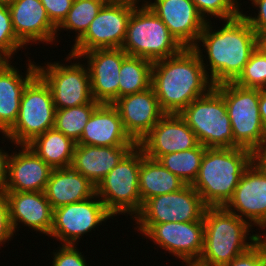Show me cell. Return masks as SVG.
<instances>
[{
	"label": "cell",
	"instance_id": "1",
	"mask_svg": "<svg viewBox=\"0 0 266 266\" xmlns=\"http://www.w3.org/2000/svg\"><path fill=\"white\" fill-rule=\"evenodd\" d=\"M210 22L211 17L210 21L206 22L197 44L193 48L199 55L214 86L234 82L242 73L252 52L257 48L258 35L242 15L224 21L223 23H226L217 30L213 29L212 22ZM200 42L203 43L202 46L198 44ZM200 47H203L204 52L208 54L207 65L203 60L206 59V56L203 55ZM208 68L210 72L207 71Z\"/></svg>",
	"mask_w": 266,
	"mask_h": 266
},
{
	"label": "cell",
	"instance_id": "2",
	"mask_svg": "<svg viewBox=\"0 0 266 266\" xmlns=\"http://www.w3.org/2000/svg\"><path fill=\"white\" fill-rule=\"evenodd\" d=\"M151 87L164 113L179 114L214 85L194 48L184 47L176 55L153 62Z\"/></svg>",
	"mask_w": 266,
	"mask_h": 266
},
{
	"label": "cell",
	"instance_id": "3",
	"mask_svg": "<svg viewBox=\"0 0 266 266\" xmlns=\"http://www.w3.org/2000/svg\"><path fill=\"white\" fill-rule=\"evenodd\" d=\"M255 154L242 147L206 148L192 187L207 207H224Z\"/></svg>",
	"mask_w": 266,
	"mask_h": 266
},
{
	"label": "cell",
	"instance_id": "4",
	"mask_svg": "<svg viewBox=\"0 0 266 266\" xmlns=\"http://www.w3.org/2000/svg\"><path fill=\"white\" fill-rule=\"evenodd\" d=\"M203 220V250L195 263L197 266H224L262 237L261 234L251 235L253 226L224 207H207Z\"/></svg>",
	"mask_w": 266,
	"mask_h": 266
},
{
	"label": "cell",
	"instance_id": "5",
	"mask_svg": "<svg viewBox=\"0 0 266 266\" xmlns=\"http://www.w3.org/2000/svg\"><path fill=\"white\" fill-rule=\"evenodd\" d=\"M214 88L223 96L233 131V147H242L256 154L266 143L259 112V89L246 88L234 82Z\"/></svg>",
	"mask_w": 266,
	"mask_h": 266
},
{
	"label": "cell",
	"instance_id": "6",
	"mask_svg": "<svg viewBox=\"0 0 266 266\" xmlns=\"http://www.w3.org/2000/svg\"><path fill=\"white\" fill-rule=\"evenodd\" d=\"M121 48L130 56L154 62L176 55L184 47L144 2L132 11Z\"/></svg>",
	"mask_w": 266,
	"mask_h": 266
},
{
	"label": "cell",
	"instance_id": "7",
	"mask_svg": "<svg viewBox=\"0 0 266 266\" xmlns=\"http://www.w3.org/2000/svg\"><path fill=\"white\" fill-rule=\"evenodd\" d=\"M55 112L51 89L37 74L23 91L17 121L3 137L15 147L28 145L37 136L54 128Z\"/></svg>",
	"mask_w": 266,
	"mask_h": 266
},
{
	"label": "cell",
	"instance_id": "8",
	"mask_svg": "<svg viewBox=\"0 0 266 266\" xmlns=\"http://www.w3.org/2000/svg\"><path fill=\"white\" fill-rule=\"evenodd\" d=\"M140 164L141 148L136 145L96 186L97 196L113 217L127 213L132 219L140 212Z\"/></svg>",
	"mask_w": 266,
	"mask_h": 266
},
{
	"label": "cell",
	"instance_id": "9",
	"mask_svg": "<svg viewBox=\"0 0 266 266\" xmlns=\"http://www.w3.org/2000/svg\"><path fill=\"white\" fill-rule=\"evenodd\" d=\"M179 115L207 148L233 147V131L223 96L213 87L193 100Z\"/></svg>",
	"mask_w": 266,
	"mask_h": 266
},
{
	"label": "cell",
	"instance_id": "10",
	"mask_svg": "<svg viewBox=\"0 0 266 266\" xmlns=\"http://www.w3.org/2000/svg\"><path fill=\"white\" fill-rule=\"evenodd\" d=\"M138 2L141 0L107 1L69 53L79 57L82 53L94 49L121 48L129 19Z\"/></svg>",
	"mask_w": 266,
	"mask_h": 266
},
{
	"label": "cell",
	"instance_id": "11",
	"mask_svg": "<svg viewBox=\"0 0 266 266\" xmlns=\"http://www.w3.org/2000/svg\"><path fill=\"white\" fill-rule=\"evenodd\" d=\"M142 235L185 264H195L203 250L204 220L192 222L136 223Z\"/></svg>",
	"mask_w": 266,
	"mask_h": 266
},
{
	"label": "cell",
	"instance_id": "12",
	"mask_svg": "<svg viewBox=\"0 0 266 266\" xmlns=\"http://www.w3.org/2000/svg\"><path fill=\"white\" fill-rule=\"evenodd\" d=\"M86 66V67H85ZM38 74L49 85L56 109L89 104L93 100L88 67L81 63L48 62L38 66Z\"/></svg>",
	"mask_w": 266,
	"mask_h": 266
},
{
	"label": "cell",
	"instance_id": "13",
	"mask_svg": "<svg viewBox=\"0 0 266 266\" xmlns=\"http://www.w3.org/2000/svg\"><path fill=\"white\" fill-rule=\"evenodd\" d=\"M206 208L199 193L186 184L176 192L148 199L133 220L136 223L199 221L203 220Z\"/></svg>",
	"mask_w": 266,
	"mask_h": 266
},
{
	"label": "cell",
	"instance_id": "14",
	"mask_svg": "<svg viewBox=\"0 0 266 266\" xmlns=\"http://www.w3.org/2000/svg\"><path fill=\"white\" fill-rule=\"evenodd\" d=\"M112 217L95 194L84 201L53 209V224L49 237L60 240V244L76 245L81 236Z\"/></svg>",
	"mask_w": 266,
	"mask_h": 266
},
{
	"label": "cell",
	"instance_id": "15",
	"mask_svg": "<svg viewBox=\"0 0 266 266\" xmlns=\"http://www.w3.org/2000/svg\"><path fill=\"white\" fill-rule=\"evenodd\" d=\"M224 208L266 233V170L255 159L243 172Z\"/></svg>",
	"mask_w": 266,
	"mask_h": 266
},
{
	"label": "cell",
	"instance_id": "16",
	"mask_svg": "<svg viewBox=\"0 0 266 266\" xmlns=\"http://www.w3.org/2000/svg\"><path fill=\"white\" fill-rule=\"evenodd\" d=\"M66 61L87 59L93 100L113 104L118 99L119 72L128 54L122 48L94 49L79 57L69 53Z\"/></svg>",
	"mask_w": 266,
	"mask_h": 266
},
{
	"label": "cell",
	"instance_id": "17",
	"mask_svg": "<svg viewBox=\"0 0 266 266\" xmlns=\"http://www.w3.org/2000/svg\"><path fill=\"white\" fill-rule=\"evenodd\" d=\"M198 144L195 133L179 114L165 113L138 146L146 157L158 160L165 154L192 149Z\"/></svg>",
	"mask_w": 266,
	"mask_h": 266
},
{
	"label": "cell",
	"instance_id": "18",
	"mask_svg": "<svg viewBox=\"0 0 266 266\" xmlns=\"http://www.w3.org/2000/svg\"><path fill=\"white\" fill-rule=\"evenodd\" d=\"M167 26L183 47H193L203 31L206 20L192 0H142Z\"/></svg>",
	"mask_w": 266,
	"mask_h": 266
},
{
	"label": "cell",
	"instance_id": "19",
	"mask_svg": "<svg viewBox=\"0 0 266 266\" xmlns=\"http://www.w3.org/2000/svg\"><path fill=\"white\" fill-rule=\"evenodd\" d=\"M112 105L118 110L126 133L137 145L165 114L152 87L122 96Z\"/></svg>",
	"mask_w": 266,
	"mask_h": 266
},
{
	"label": "cell",
	"instance_id": "20",
	"mask_svg": "<svg viewBox=\"0 0 266 266\" xmlns=\"http://www.w3.org/2000/svg\"><path fill=\"white\" fill-rule=\"evenodd\" d=\"M8 7L13 30L24 45L55 42L57 27L50 21L41 0H16Z\"/></svg>",
	"mask_w": 266,
	"mask_h": 266
},
{
	"label": "cell",
	"instance_id": "21",
	"mask_svg": "<svg viewBox=\"0 0 266 266\" xmlns=\"http://www.w3.org/2000/svg\"><path fill=\"white\" fill-rule=\"evenodd\" d=\"M8 199L9 218L13 232L23 223L34 231L49 236L53 224V208L44 192L4 191Z\"/></svg>",
	"mask_w": 266,
	"mask_h": 266
},
{
	"label": "cell",
	"instance_id": "22",
	"mask_svg": "<svg viewBox=\"0 0 266 266\" xmlns=\"http://www.w3.org/2000/svg\"><path fill=\"white\" fill-rule=\"evenodd\" d=\"M11 153L8 179L4 191L44 192L53 168L41 159L28 145L18 146Z\"/></svg>",
	"mask_w": 266,
	"mask_h": 266
},
{
	"label": "cell",
	"instance_id": "23",
	"mask_svg": "<svg viewBox=\"0 0 266 266\" xmlns=\"http://www.w3.org/2000/svg\"><path fill=\"white\" fill-rule=\"evenodd\" d=\"M10 62L4 60L0 64V133L2 134H6L17 121L23 91L38 74L34 61L28 60L29 63L26 64L28 68L23 76Z\"/></svg>",
	"mask_w": 266,
	"mask_h": 266
},
{
	"label": "cell",
	"instance_id": "24",
	"mask_svg": "<svg viewBox=\"0 0 266 266\" xmlns=\"http://www.w3.org/2000/svg\"><path fill=\"white\" fill-rule=\"evenodd\" d=\"M77 144L91 146H136L126 133L118 110L100 104L90 116Z\"/></svg>",
	"mask_w": 266,
	"mask_h": 266
},
{
	"label": "cell",
	"instance_id": "25",
	"mask_svg": "<svg viewBox=\"0 0 266 266\" xmlns=\"http://www.w3.org/2000/svg\"><path fill=\"white\" fill-rule=\"evenodd\" d=\"M134 147L76 144L70 167L97 186Z\"/></svg>",
	"mask_w": 266,
	"mask_h": 266
},
{
	"label": "cell",
	"instance_id": "26",
	"mask_svg": "<svg viewBox=\"0 0 266 266\" xmlns=\"http://www.w3.org/2000/svg\"><path fill=\"white\" fill-rule=\"evenodd\" d=\"M53 209L91 198L96 186L79 172L68 168H54L44 191Z\"/></svg>",
	"mask_w": 266,
	"mask_h": 266
},
{
	"label": "cell",
	"instance_id": "27",
	"mask_svg": "<svg viewBox=\"0 0 266 266\" xmlns=\"http://www.w3.org/2000/svg\"><path fill=\"white\" fill-rule=\"evenodd\" d=\"M138 179L141 208L148 199L176 192L186 185L183 180L166 169L158 160L146 157L142 149Z\"/></svg>",
	"mask_w": 266,
	"mask_h": 266
},
{
	"label": "cell",
	"instance_id": "28",
	"mask_svg": "<svg viewBox=\"0 0 266 266\" xmlns=\"http://www.w3.org/2000/svg\"><path fill=\"white\" fill-rule=\"evenodd\" d=\"M76 144L62 132L52 128L37 136L28 146L54 169L71 166Z\"/></svg>",
	"mask_w": 266,
	"mask_h": 266
},
{
	"label": "cell",
	"instance_id": "29",
	"mask_svg": "<svg viewBox=\"0 0 266 266\" xmlns=\"http://www.w3.org/2000/svg\"><path fill=\"white\" fill-rule=\"evenodd\" d=\"M152 67V61L128 55L120 67L118 98L150 88Z\"/></svg>",
	"mask_w": 266,
	"mask_h": 266
},
{
	"label": "cell",
	"instance_id": "30",
	"mask_svg": "<svg viewBox=\"0 0 266 266\" xmlns=\"http://www.w3.org/2000/svg\"><path fill=\"white\" fill-rule=\"evenodd\" d=\"M205 146L198 144L195 148L161 156L158 161L186 184L192 185L197 179L201 160L206 151Z\"/></svg>",
	"mask_w": 266,
	"mask_h": 266
},
{
	"label": "cell",
	"instance_id": "31",
	"mask_svg": "<svg viewBox=\"0 0 266 266\" xmlns=\"http://www.w3.org/2000/svg\"><path fill=\"white\" fill-rule=\"evenodd\" d=\"M99 105L100 103L92 100L89 104L56 109L54 128L78 143L85 125Z\"/></svg>",
	"mask_w": 266,
	"mask_h": 266
},
{
	"label": "cell",
	"instance_id": "32",
	"mask_svg": "<svg viewBox=\"0 0 266 266\" xmlns=\"http://www.w3.org/2000/svg\"><path fill=\"white\" fill-rule=\"evenodd\" d=\"M106 2V0H74L66 18L56 28V37H58V31L61 29L73 30L77 34L75 42L78 41L88 30L90 23Z\"/></svg>",
	"mask_w": 266,
	"mask_h": 266
},
{
	"label": "cell",
	"instance_id": "33",
	"mask_svg": "<svg viewBox=\"0 0 266 266\" xmlns=\"http://www.w3.org/2000/svg\"><path fill=\"white\" fill-rule=\"evenodd\" d=\"M234 83L246 88L266 89V53L260 47L252 52Z\"/></svg>",
	"mask_w": 266,
	"mask_h": 266
},
{
	"label": "cell",
	"instance_id": "34",
	"mask_svg": "<svg viewBox=\"0 0 266 266\" xmlns=\"http://www.w3.org/2000/svg\"><path fill=\"white\" fill-rule=\"evenodd\" d=\"M199 14L206 17L213 16L221 20L234 19L241 15L239 0H192ZM239 3V4H238Z\"/></svg>",
	"mask_w": 266,
	"mask_h": 266
},
{
	"label": "cell",
	"instance_id": "35",
	"mask_svg": "<svg viewBox=\"0 0 266 266\" xmlns=\"http://www.w3.org/2000/svg\"><path fill=\"white\" fill-rule=\"evenodd\" d=\"M23 46L25 45L17 38L13 30L9 7L0 5V58L12 60V56Z\"/></svg>",
	"mask_w": 266,
	"mask_h": 266
},
{
	"label": "cell",
	"instance_id": "36",
	"mask_svg": "<svg viewBox=\"0 0 266 266\" xmlns=\"http://www.w3.org/2000/svg\"><path fill=\"white\" fill-rule=\"evenodd\" d=\"M262 235L248 251L224 266H266V234L263 232Z\"/></svg>",
	"mask_w": 266,
	"mask_h": 266
},
{
	"label": "cell",
	"instance_id": "37",
	"mask_svg": "<svg viewBox=\"0 0 266 266\" xmlns=\"http://www.w3.org/2000/svg\"><path fill=\"white\" fill-rule=\"evenodd\" d=\"M58 251V252H57ZM51 266H89L75 245L61 244L60 248L53 252Z\"/></svg>",
	"mask_w": 266,
	"mask_h": 266
},
{
	"label": "cell",
	"instance_id": "38",
	"mask_svg": "<svg viewBox=\"0 0 266 266\" xmlns=\"http://www.w3.org/2000/svg\"><path fill=\"white\" fill-rule=\"evenodd\" d=\"M74 0H41L50 21L58 27L66 18Z\"/></svg>",
	"mask_w": 266,
	"mask_h": 266
},
{
	"label": "cell",
	"instance_id": "39",
	"mask_svg": "<svg viewBox=\"0 0 266 266\" xmlns=\"http://www.w3.org/2000/svg\"><path fill=\"white\" fill-rule=\"evenodd\" d=\"M14 235L10 218H9V207L8 199L5 192H0V245L8 243ZM8 240V241H7Z\"/></svg>",
	"mask_w": 266,
	"mask_h": 266
},
{
	"label": "cell",
	"instance_id": "40",
	"mask_svg": "<svg viewBox=\"0 0 266 266\" xmlns=\"http://www.w3.org/2000/svg\"><path fill=\"white\" fill-rule=\"evenodd\" d=\"M252 1V6H255L258 10V15L250 14L247 16V13H243L241 10V15L248 22L250 27L256 32V34H260L266 30V0H250ZM254 4V5H253Z\"/></svg>",
	"mask_w": 266,
	"mask_h": 266
},
{
	"label": "cell",
	"instance_id": "41",
	"mask_svg": "<svg viewBox=\"0 0 266 266\" xmlns=\"http://www.w3.org/2000/svg\"><path fill=\"white\" fill-rule=\"evenodd\" d=\"M10 155L0 148V192H4L7 183Z\"/></svg>",
	"mask_w": 266,
	"mask_h": 266
},
{
	"label": "cell",
	"instance_id": "42",
	"mask_svg": "<svg viewBox=\"0 0 266 266\" xmlns=\"http://www.w3.org/2000/svg\"><path fill=\"white\" fill-rule=\"evenodd\" d=\"M259 112L266 132V89H259Z\"/></svg>",
	"mask_w": 266,
	"mask_h": 266
},
{
	"label": "cell",
	"instance_id": "43",
	"mask_svg": "<svg viewBox=\"0 0 266 266\" xmlns=\"http://www.w3.org/2000/svg\"><path fill=\"white\" fill-rule=\"evenodd\" d=\"M255 160L262 165L266 170V143L264 146L255 154Z\"/></svg>",
	"mask_w": 266,
	"mask_h": 266
},
{
	"label": "cell",
	"instance_id": "44",
	"mask_svg": "<svg viewBox=\"0 0 266 266\" xmlns=\"http://www.w3.org/2000/svg\"><path fill=\"white\" fill-rule=\"evenodd\" d=\"M258 47L266 53V30L258 34Z\"/></svg>",
	"mask_w": 266,
	"mask_h": 266
},
{
	"label": "cell",
	"instance_id": "45",
	"mask_svg": "<svg viewBox=\"0 0 266 266\" xmlns=\"http://www.w3.org/2000/svg\"><path fill=\"white\" fill-rule=\"evenodd\" d=\"M16 0H0V5L10 6L13 4Z\"/></svg>",
	"mask_w": 266,
	"mask_h": 266
},
{
	"label": "cell",
	"instance_id": "46",
	"mask_svg": "<svg viewBox=\"0 0 266 266\" xmlns=\"http://www.w3.org/2000/svg\"><path fill=\"white\" fill-rule=\"evenodd\" d=\"M111 2H126V1H132V0H106Z\"/></svg>",
	"mask_w": 266,
	"mask_h": 266
},
{
	"label": "cell",
	"instance_id": "47",
	"mask_svg": "<svg viewBox=\"0 0 266 266\" xmlns=\"http://www.w3.org/2000/svg\"><path fill=\"white\" fill-rule=\"evenodd\" d=\"M185 266H197L196 264H185Z\"/></svg>",
	"mask_w": 266,
	"mask_h": 266
}]
</instances>
